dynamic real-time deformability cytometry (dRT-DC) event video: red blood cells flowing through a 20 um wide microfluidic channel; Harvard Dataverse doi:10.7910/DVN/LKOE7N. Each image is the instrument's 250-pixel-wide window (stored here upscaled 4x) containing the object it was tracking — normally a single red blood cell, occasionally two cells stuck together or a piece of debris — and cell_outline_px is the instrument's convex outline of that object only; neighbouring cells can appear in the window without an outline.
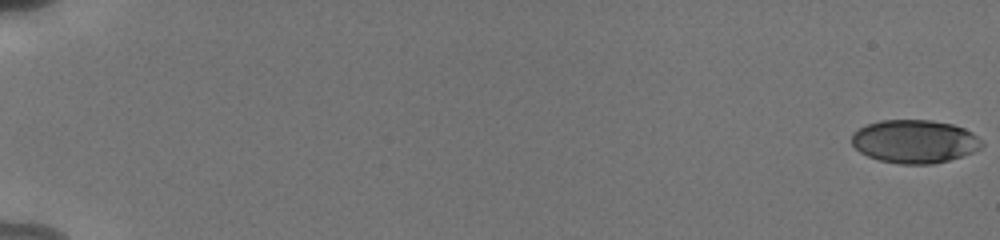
{"species": "human", "species_latin": "Homo sapiens", "temperature_condition": "cold", "stored_images_in_passage": 56, "camera_frame_rate_fps": 3000, "um_per_image_px": 0.085, "donor": {"sex": "male"}, "frame": {"image": 1, "passage_image": 1, "time_ms": 0.0, "image_size_px": [1000, 240], "cell_outline_px": [[984, 144], [980, 148], [972, 152], [948, 160], [932, 164], [900, 164], [880, 160], [868, 156], [860, 152], [852, 144], [852, 136], [860, 128], [868, 124], [880, 120], [932, 120], [952, 124], [964, 128], [972, 132], [984, 140]], "centroid_in_image_um": [77.78, 12.02], "position_along_channel_um": 7.2, "area_um2": 32.71}}
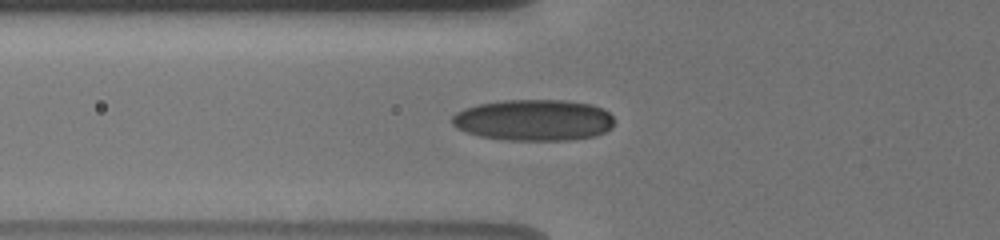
{"frame": {"image": 2, "passage_image": 23, "time_ms": 7.333, "image_size_px": [1000, 240], "cell_outline_px": [[612, 128], [596, 136], [572, 140], [504, 140], [480, 136], [464, 132], [456, 128], [452, 124], [452, 116], [456, 112], [464, 108], [476, 104], [500, 100], [564, 100], [592, 104], [608, 112], [612, 116]], "centroid_in_image_um": [45.33, 10.21], "position_along_channel_um": 80.5, "area_um2": 39.36}}
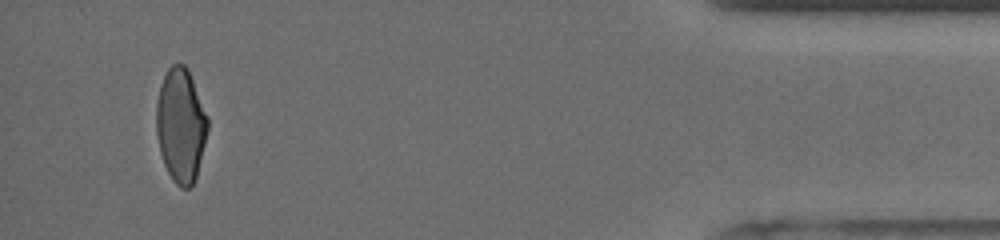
{"frame": {"image": 3, "passage_image": 54, "time_ms": 17.667, "image_size_px": [1000, 240], "cell_outline_px": [[208, 128], [196, 176], [192, 184], [188, 188], [180, 188], [172, 180], [164, 164], [160, 152], [156, 132], [156, 104], [160, 88], [164, 76], [168, 68], [172, 64], [184, 64], [188, 68], [208, 116]], "centroid_in_image_um": [15.36, 10.63], "position_along_channel_um": 419.8, "area_um2": 33.99}, "authors_computed_cell_mechanics": {"area_um2": 34.7378, "velocity_mm_per_s": 3.8348, "shape_relaxation_time_tau1_ms": 4.6392, "shape_relaxation_time_tau2_ms": 1.7546, "deformation_change_tau1": 0.1309, "deformation_change_tau2": 0.0624}}